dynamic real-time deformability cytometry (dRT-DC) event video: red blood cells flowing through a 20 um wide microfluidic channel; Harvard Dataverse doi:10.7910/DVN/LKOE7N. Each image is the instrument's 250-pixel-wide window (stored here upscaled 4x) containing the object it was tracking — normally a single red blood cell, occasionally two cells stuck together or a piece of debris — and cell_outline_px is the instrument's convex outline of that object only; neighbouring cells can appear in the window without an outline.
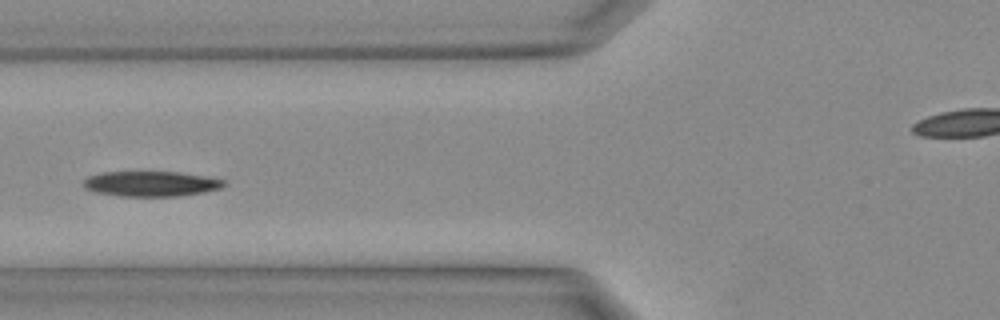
{"species": "Egyptian fruit bat (a non-hibernating species)", "species_latin": "Rousettus aegyptiacus", "temperature_condition": "warm", "stored_images_in_passage": 31, "camera_frame_rate_fps": 3000, "um_per_image_px": 0.085, "animal": {"sex": "female"}, "frame": {"image": 1, "passage_image": 10, "time_ms": 3.0, "image_size_px": [1000, 320], "cell_outline_px": [[224, 184], [220, 188], [180, 196], [124, 196], [100, 192], [88, 188], [84, 184], [84, 180], [88, 176], [104, 172], [180, 172], [224, 180]], "centroid_in_image_um": [12.84, 15.61], "position_along_channel_um": 113.0, "area_um2": 20.0}}
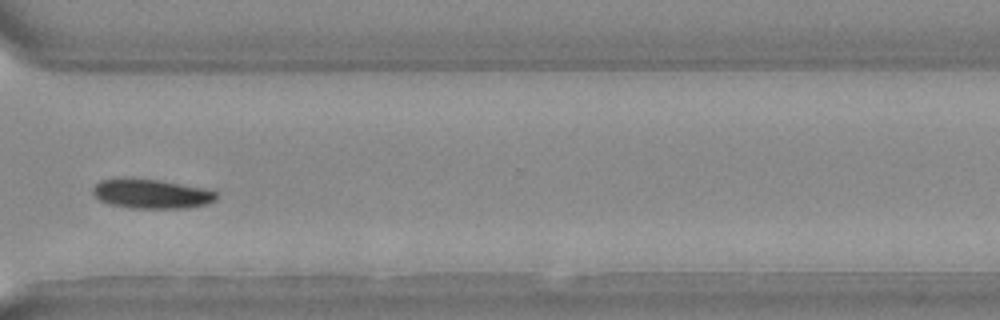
{"frame": {"image": 2, "passage_image": 22, "time_ms": 7.0, "image_size_px": [1000, 320], "cell_outline_px": [[216, 200], [208, 204], [184, 208], [132, 208], [108, 204], [100, 200], [92, 192], [92, 188], [100, 180], [160, 180], [204, 188], [216, 192]], "centroid_in_image_um": [12.9, 16.5], "position_along_channel_um": 357.7, "area_um2": 20.63}}
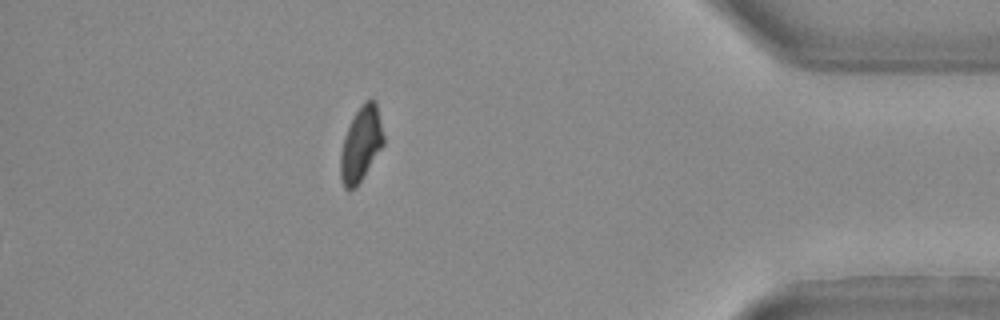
{"frame": {"image": 3, "passage_image": 31, "time_ms": 10.0, "image_size_px": [1000, 320], "cell_outline_px": [[384, 144], [356, 188], [344, 188], [340, 176], [340, 152], [344, 136], [356, 112], [364, 100], [372, 96], [376, 100], [384, 136]], "centroid_in_image_um": [30.69, 12.21], "position_along_channel_um": 404.5, "area_um2": 18.79}}